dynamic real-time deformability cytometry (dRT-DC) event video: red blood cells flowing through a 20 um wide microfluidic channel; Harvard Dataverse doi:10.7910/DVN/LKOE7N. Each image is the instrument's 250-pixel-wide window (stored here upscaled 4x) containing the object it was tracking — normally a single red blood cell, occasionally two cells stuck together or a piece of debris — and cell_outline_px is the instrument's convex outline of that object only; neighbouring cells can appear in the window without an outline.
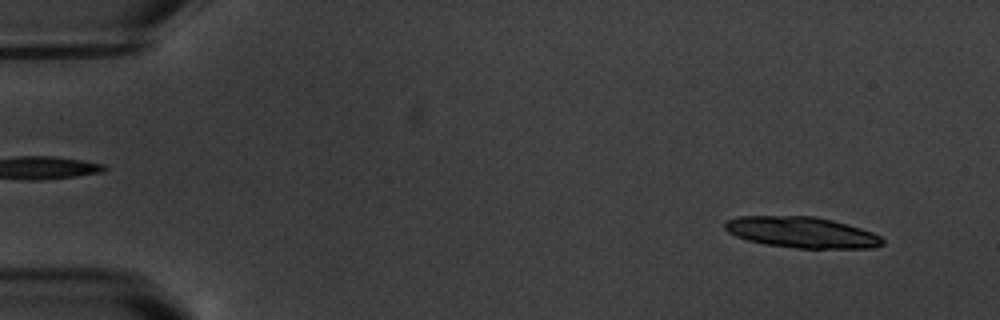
{"species": "common noctule bat (a hibernating species)", "species_latin": "Nyctalus noctula", "temperature_condition": "warm", "stored_images_in_passage": 15, "camera_frame_rate_fps": 3000, "um_per_image_px": 0.085, "animal": {"sex": "male", "body_mass_g": 20.1, "forearm_length_mm": 53.5}, "frame": {"image": 1, "passage_image": 1, "time_ms": 0.0, "image_size_px": [1000, 320], "cell_outline_px": [[884, 244], [876, 248], [796, 248], [764, 244], [748, 240], [736, 236], [728, 232], [724, 228], [724, 220], [736, 216], [816, 216], [848, 224], [872, 232], [880, 236], [884, 240]], "centroid_in_image_um": [68.13, 19.74], "position_along_channel_um": 16.9, "area_um2": 28.67}}
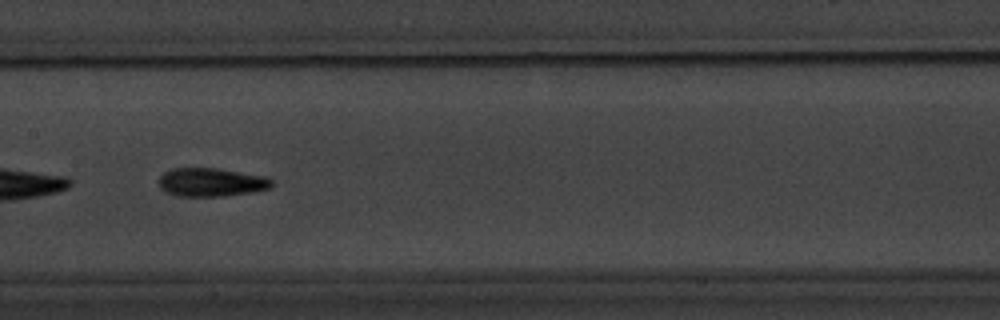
{"frame": {"image": 2, "passage_image": 7, "time_ms": 8.333, "image_size_px": [1000, 320], "cell_outline_px": [[276, 184], [272, 188], [252, 192], [224, 196], [176, 196], [164, 192], [160, 188], [160, 176], [164, 172], [172, 168], [216, 168], [268, 176]], "centroid_in_image_um": [18.0, 15.49], "position_along_channel_um": 189.4, "area_um2": 19.07}}
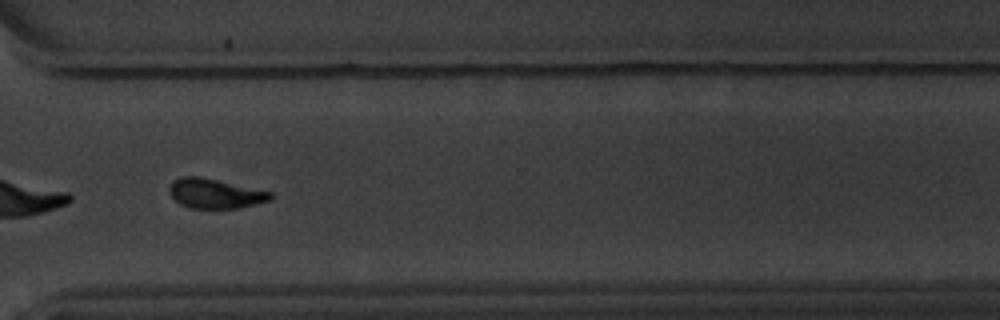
{"frame": {"image": 3, "passage_image": 11, "time_ms": 13.0, "image_size_px": [1000, 320], "cell_outline_px": [[272, 200], [256, 204], [236, 208], [192, 208], [180, 204], [168, 192], [168, 188], [172, 180], [180, 176], [200, 176], [272, 192]], "centroid_in_image_um": [18.25, 16.44], "position_along_channel_um": 352.3, "area_um2": 17.51}, "authors_computed_cell_mechanics": {"area_um2": 18.0914, "velocity_mm_per_s": 3.4969, "shape_relaxation_time_tau1_ms": 2.4858, "shape_relaxation_time_tau2_ms": 2.5215, "deformation_change_tau1": 0.1131, "deformation_change_tau2": 0.0838}}